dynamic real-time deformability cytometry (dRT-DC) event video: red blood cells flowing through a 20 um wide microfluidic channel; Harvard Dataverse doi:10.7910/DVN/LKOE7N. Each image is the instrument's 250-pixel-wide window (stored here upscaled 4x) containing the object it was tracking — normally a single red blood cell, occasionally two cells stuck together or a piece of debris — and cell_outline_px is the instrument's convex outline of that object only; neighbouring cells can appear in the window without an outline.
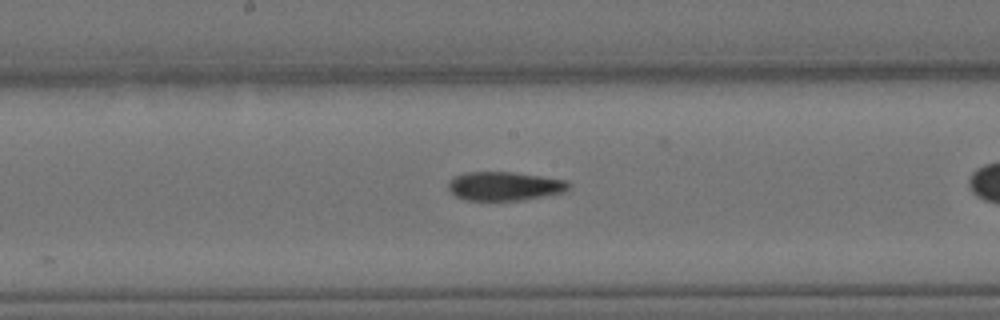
{"species": "Egyptian fruit bat (a non-hibernating species)", "species_latin": "Rousettus aegyptiacus", "temperature_condition": "cold", "stored_images_in_passage": 26, "camera_frame_rate_fps": 3000, "um_per_image_px": 0.085, "animal": {"sex": "female"}, "frame": {"image": 1, "passage_image": 14, "time_ms": 4.333, "image_size_px": [1000, 320], "cell_outline_px": [[572, 184], [564, 192], [524, 200], [464, 200], [456, 196], [448, 188], [448, 184], [456, 176], [464, 172], [512, 172], [568, 180]], "centroid_in_image_um": [42.92, 15.82], "position_along_channel_um": 205.3, "area_um2": 20.17}}
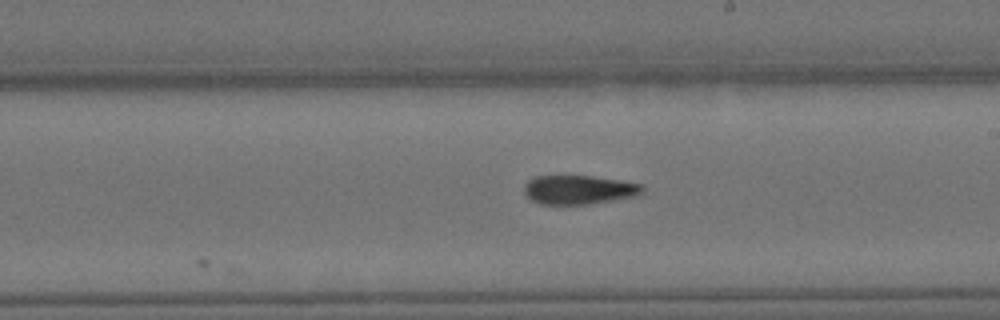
{"frame": {"image": 2, "passage_image": 17, "time_ms": 5.333, "image_size_px": [1000, 320], "cell_outline_px": [[644, 192], [636, 196], [588, 204], [540, 204], [532, 200], [524, 192], [524, 184], [532, 176], [592, 176], [620, 180], [644, 184]], "centroid_in_image_um": [49.22, 16.12], "position_along_channel_um": 239.8, "area_um2": 20.06}}
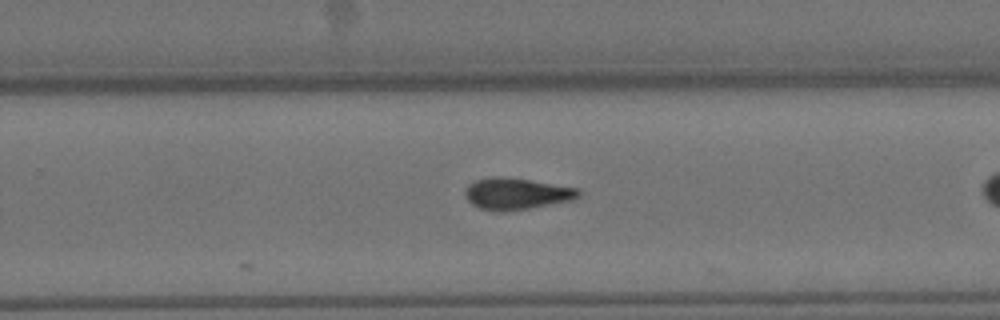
{"frame": {"image": 3, "passage_image": 21, "time_ms": 6.667, "image_size_px": [1000, 320], "cell_outline_px": [[580, 196], [572, 200], [552, 204], [504, 212], [480, 208], [472, 204], [468, 200], [464, 192], [468, 184], [476, 180], [496, 176], [504, 176], [580, 188]], "centroid_in_image_um": [43.91, 16.46], "position_along_channel_um": 285.9, "area_um2": 20.81}}